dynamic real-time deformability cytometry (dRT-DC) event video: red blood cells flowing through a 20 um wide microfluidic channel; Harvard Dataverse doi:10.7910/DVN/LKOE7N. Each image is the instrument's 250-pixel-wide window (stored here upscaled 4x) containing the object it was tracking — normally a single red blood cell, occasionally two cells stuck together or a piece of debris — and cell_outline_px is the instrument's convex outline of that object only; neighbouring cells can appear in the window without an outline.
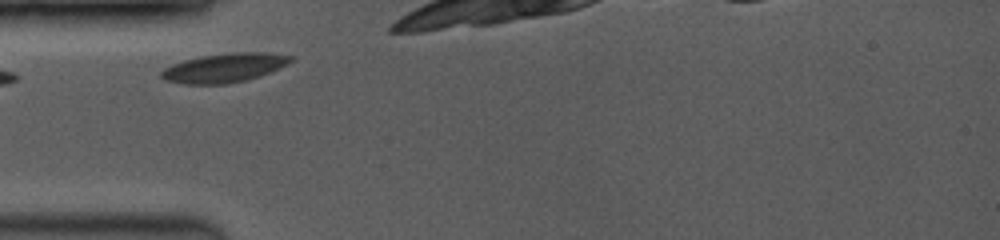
{"species": "common noctule bat (a hibernating species)", "species_latin": "Nyctalus noctula", "temperature_condition": "room temperature", "stored_images_in_passage": 4, "camera_frame_rate_fps": 3500, "um_per_image_px": 0.085, "animal": {"sex": "female", "body_mass_g": 19.0, "forearm_length_mm": 53.3}, "frame": {"image": 1, "passage_image": 1, "time_ms": 0.0, "image_size_px": [1000, 240], "cell_outline_px": [[292, 60], [288, 64], [280, 68], [260, 76], [244, 80], [224, 84], [184, 84], [164, 80], [160, 76], [160, 72], [164, 68], [172, 64], [184, 60], [200, 56], [232, 52], [268, 52], [292, 56]], "centroid_in_image_um": [19.05, 5.76], "position_along_channel_um": 65.9, "area_um2": 21.96}}